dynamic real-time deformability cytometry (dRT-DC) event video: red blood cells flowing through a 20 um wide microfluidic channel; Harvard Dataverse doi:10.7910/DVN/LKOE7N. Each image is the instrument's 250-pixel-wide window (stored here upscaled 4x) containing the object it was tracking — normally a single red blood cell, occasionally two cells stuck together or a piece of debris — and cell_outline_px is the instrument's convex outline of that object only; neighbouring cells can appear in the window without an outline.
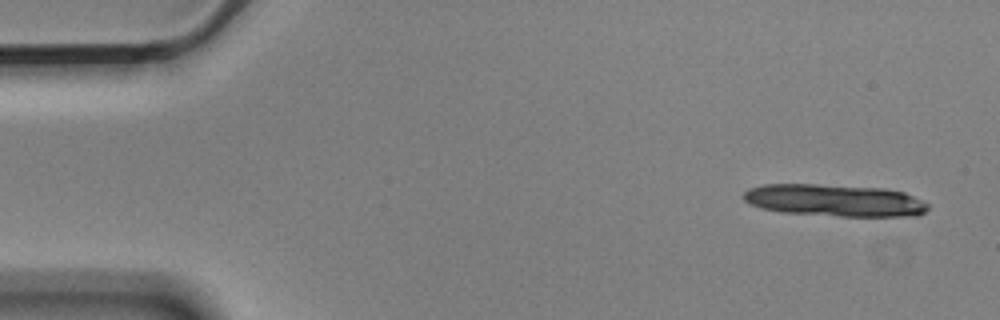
{"species": "Egyptian fruit bat (a non-hibernating species)", "species_latin": "Rousettus aegyptiacus", "temperature_condition": "cold", "stored_images_in_passage": 5, "camera_frame_rate_fps": 3000, "um_per_image_px": 0.085, "animal": {"sex": "male"}, "frame": {"image": 1, "passage_image": 1, "time_ms": 0.0, "image_size_px": [1000, 320], "cell_outline_px": [[928, 208], [924, 212], [916, 216], [840, 216], [780, 212], [760, 208], [748, 204], [744, 200], [744, 192], [748, 188], [764, 184], [816, 184], [884, 188], [904, 192], [928, 204]], "centroid_in_image_um": [70.89, 17.03], "position_along_channel_um": 14.1, "area_um2": 34.56}}
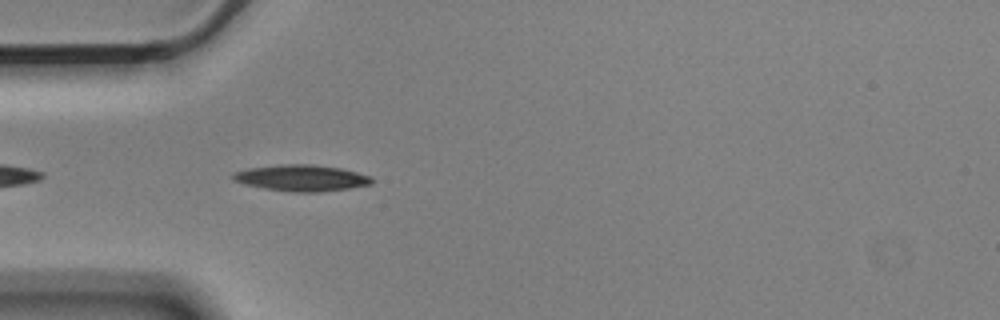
{"frame": {"image": 2, "passage_image": 5, "time_ms": 1.333, "image_size_px": [1000, 320], "cell_outline_px": [[372, 184], [348, 188], [320, 192], [292, 192], [264, 188], [244, 184], [232, 180], [232, 172], [248, 168], [280, 164], [312, 164], [340, 168], [356, 172], [368, 176], [372, 180]], "centroid_in_image_um": [25.56, 15.12], "position_along_channel_um": 59.4, "area_um2": 21.21}}